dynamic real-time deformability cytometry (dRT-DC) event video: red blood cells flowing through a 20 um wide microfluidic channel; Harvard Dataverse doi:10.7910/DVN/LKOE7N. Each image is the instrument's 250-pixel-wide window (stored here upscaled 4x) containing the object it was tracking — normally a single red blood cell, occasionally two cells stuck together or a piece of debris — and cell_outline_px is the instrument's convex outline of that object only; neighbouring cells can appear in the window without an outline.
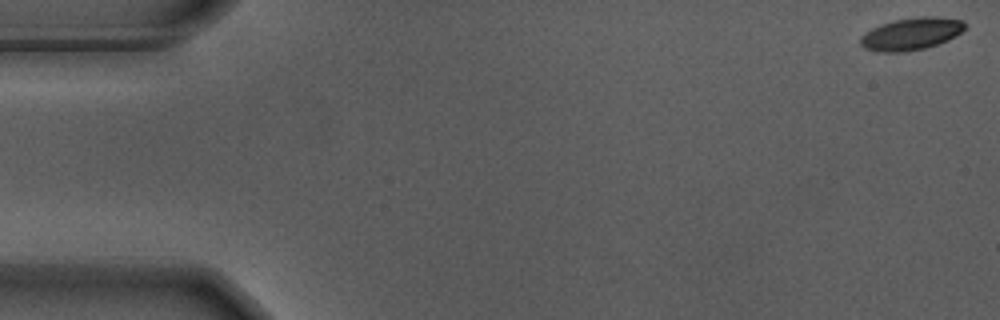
{"species": "Egyptian fruit bat (a non-hibernating species)", "species_latin": "Rousettus aegyptiacus", "temperature_condition": "warm", "stored_images_in_passage": 12, "camera_frame_rate_fps": 3000, "um_per_image_px": 0.085, "animal": {"sex": "male"}, "frame": {"image": 1, "passage_image": 1, "time_ms": 0.0, "image_size_px": [1000, 320], "cell_outline_px": [[968, 24], [960, 32], [948, 40], [924, 48], [900, 52], [884, 52], [864, 48], [860, 44], [860, 36], [864, 32], [880, 24], [896, 20], [920, 16], [936, 16], [964, 20]], "centroid_in_image_um": [77.45, 2.86], "position_along_channel_um": 7.5, "area_um2": 19.59}}